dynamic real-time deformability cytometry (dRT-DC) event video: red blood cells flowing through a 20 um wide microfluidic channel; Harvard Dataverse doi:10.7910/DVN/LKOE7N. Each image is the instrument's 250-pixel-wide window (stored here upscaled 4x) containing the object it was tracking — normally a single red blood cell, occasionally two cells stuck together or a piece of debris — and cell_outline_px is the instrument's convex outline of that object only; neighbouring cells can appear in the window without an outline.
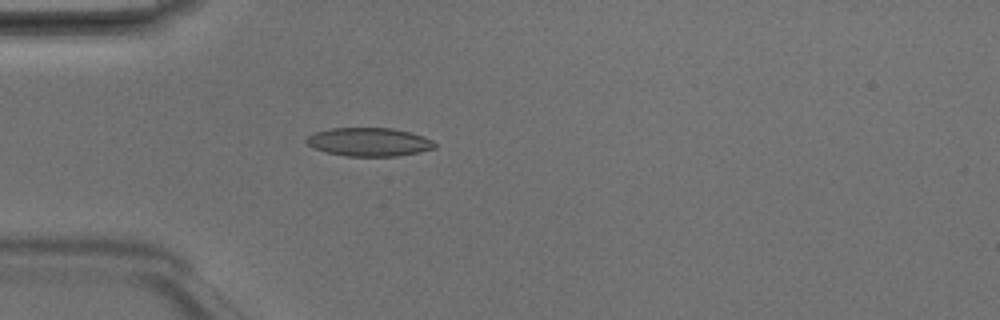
{"species": "Egyptian fruit bat (a non-hibernating species)", "species_latin": "Rousettus aegyptiacus", "temperature_condition": "room temperature", "stored_images_in_passage": 3, "camera_frame_rate_fps": 3000, "um_per_image_px": 0.085, "animal": {"sex": "male"}, "frame": {"image": 1, "passage_image": 3, "time_ms": 0.667, "image_size_px": [1000, 320], "cell_outline_px": [[436, 148], [396, 156], [344, 156], [312, 148], [304, 140], [308, 136], [316, 132], [332, 128], [392, 128], [424, 136], [432, 140], [436, 144]], "centroid_in_image_um": [31.36, 12.07], "position_along_channel_um": 53.6, "area_um2": 21.15}}